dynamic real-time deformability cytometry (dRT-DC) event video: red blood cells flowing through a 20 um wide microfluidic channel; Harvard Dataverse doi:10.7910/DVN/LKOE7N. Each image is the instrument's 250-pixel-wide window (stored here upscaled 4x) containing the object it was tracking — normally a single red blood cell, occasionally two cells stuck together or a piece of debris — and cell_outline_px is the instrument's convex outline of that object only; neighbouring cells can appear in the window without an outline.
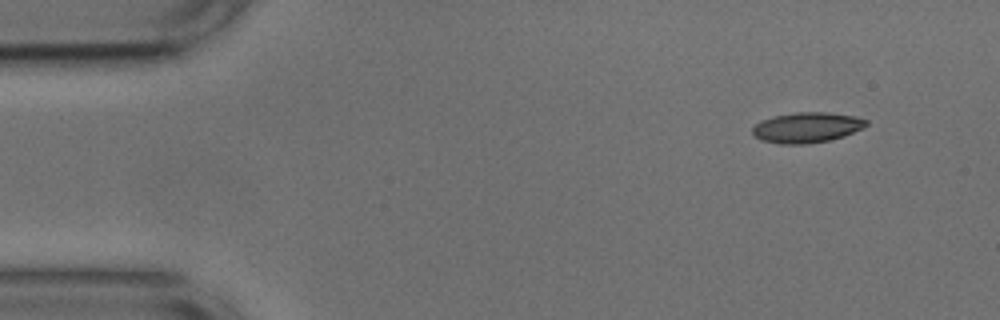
{"species": "common noctule bat (a hibernating species)", "species_latin": "Nyctalus noctula", "temperature_condition": "cold", "stored_images_in_passage": 46, "camera_frame_rate_fps": 3000, "um_per_image_px": 0.085, "animal": {"sex": "male", "body_mass_g": 17.9, "forearm_length_mm": 54.2}, "frame": {"image": 1, "passage_image": 1, "time_ms": 0.0, "image_size_px": [1000, 320], "cell_outline_px": [[868, 124], [864, 128], [844, 136], [828, 140], [804, 144], [780, 144], [760, 140], [752, 136], [752, 128], [760, 120], [776, 116], [796, 112], [824, 112], [856, 116], [868, 120]], "centroid_in_image_um": [68.57, 10.84], "position_along_channel_um": 16.4, "area_um2": 20.23}}
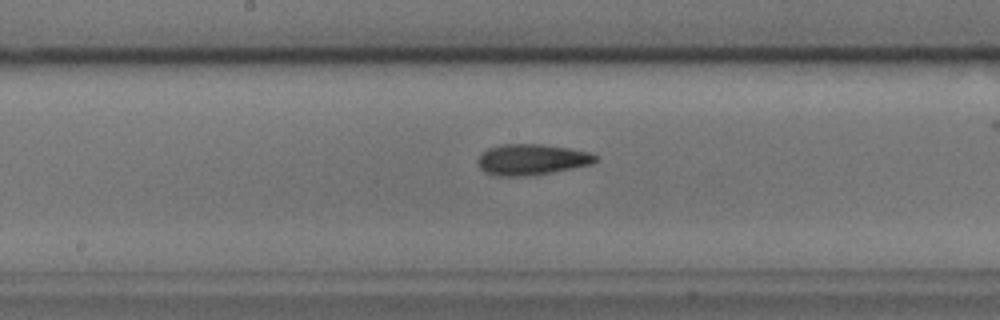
{"frame": {"image": 2, "passage_image": 23, "time_ms": 7.333, "image_size_px": [1000, 320], "cell_outline_px": [[600, 156], [592, 164], [552, 172], [524, 176], [496, 176], [484, 172], [480, 168], [480, 156], [488, 148], [500, 144], [540, 144], [568, 148], [592, 152]], "centroid_in_image_um": [45.24, 13.55], "position_along_channel_um": 203.0, "area_um2": 21.1}}
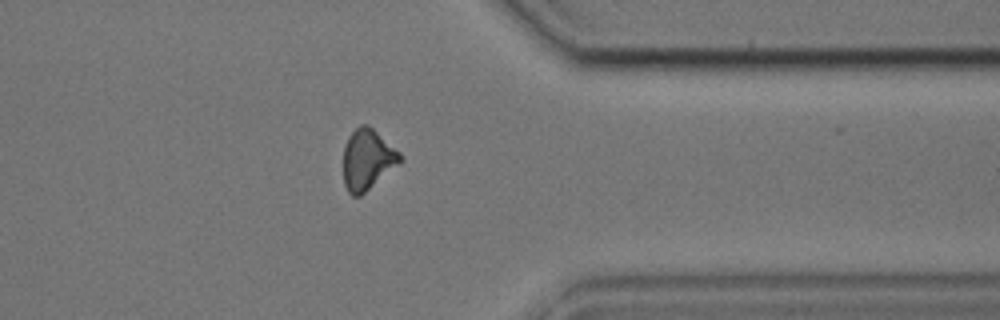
{"frame": {"image": 3, "passage_image": 38, "time_ms": 12.333, "image_size_px": [1000, 320], "cell_outline_px": [[404, 160], [400, 164], [360, 196], [352, 196], [348, 192], [344, 184], [344, 144], [348, 136], [360, 124], [368, 124], [400, 152]], "centroid_in_image_um": [31.25, 13.55], "position_along_channel_um": 380.2, "area_um2": 20.17}, "authors_computed_cell_mechanics": {"area_um2": 20.23, "velocity_mm_per_s": 3.7511, "shape_relaxation_time_tau1_ms": 4.5484, "shape_relaxation_time_tau2_ms": 5.1749, "deformation_change_tau1": 0.1133, "deformation_change_tau2": 0.135}}